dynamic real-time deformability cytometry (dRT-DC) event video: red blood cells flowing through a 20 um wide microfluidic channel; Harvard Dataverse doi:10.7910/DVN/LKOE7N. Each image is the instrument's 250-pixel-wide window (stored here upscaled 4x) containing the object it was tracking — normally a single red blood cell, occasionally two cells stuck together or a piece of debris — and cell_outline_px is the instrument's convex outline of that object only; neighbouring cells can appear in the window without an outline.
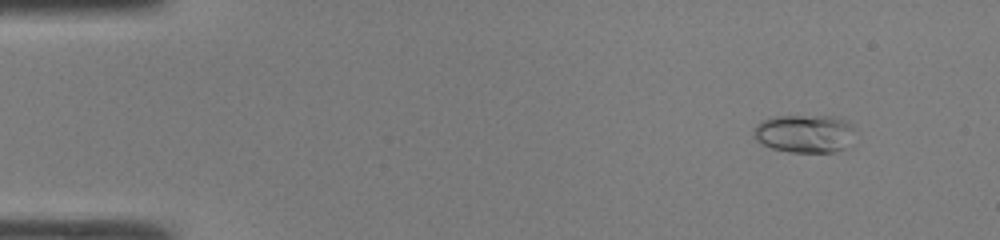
{"species": "common noctule bat (a hibernating species)", "species_latin": "Nyctalus noctula", "temperature_condition": "room temperature", "stored_images_in_passage": 48, "camera_frame_rate_fps": 3000, "um_per_image_px": 0.085, "animal": {"sex": "male", "body_mass_g": 19.0, "forearm_length_mm": 50.8}, "frame": {"image": 1, "passage_image": 5, "time_ms": 1.333, "image_size_px": [1000, 240], "cell_outline_px": [[856, 128], [844, 148], [832, 152], [788, 152], [772, 148], [756, 140], [752, 136], [756, 124], [772, 116], [836, 116], [848, 120]], "centroid_in_image_um": [68.38, 11.33], "position_along_channel_um": 16.6, "area_um2": 22.6}}
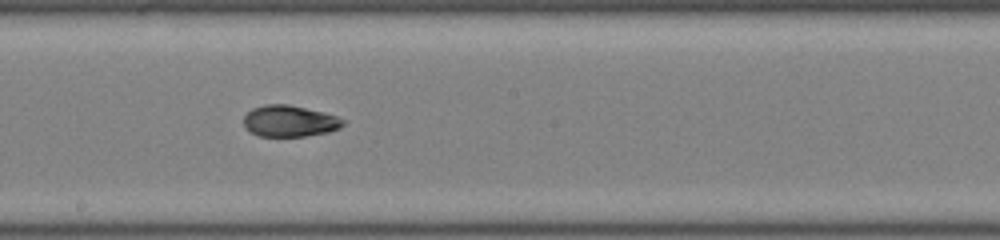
{"frame": {"image": 2, "passage_image": 27, "time_ms": 8.667, "image_size_px": [1000, 240], "cell_outline_px": [[344, 124], [340, 128], [328, 132], [304, 136], [260, 136], [244, 128], [244, 116], [252, 108], [264, 104], [288, 104], [324, 112], [336, 116], [344, 120]], "centroid_in_image_um": [24.6, 10.28], "position_along_channel_um": 223.6, "area_um2": 18.15}}
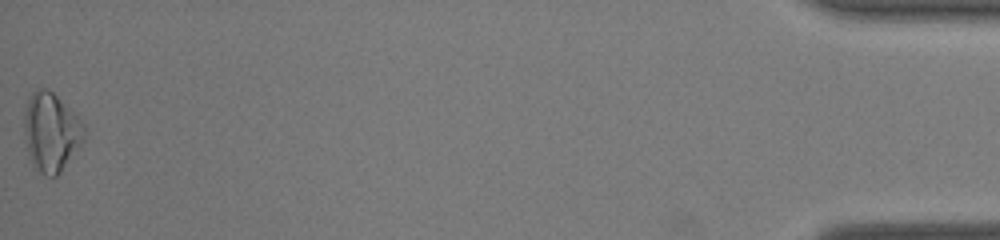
{"frame": {"image": 3, "passage_image": 48, "time_ms": 15.667, "image_size_px": [1000, 240], "cell_outline_px": [[84, 140], [60, 172], [56, 176], [44, 176], [32, 164], [28, 152], [24, 132], [24, 116], [28, 100], [32, 92], [40, 88], [48, 88], [84, 124]], "centroid_in_image_um": [4.32, 11.24], "position_along_channel_um": 430.9, "area_um2": 26.99}, "authors_computed_cell_mechanics": {"area_um2": 18.9873, "velocity_mm_per_s": 4.3087, "shape_relaxation_time_tau1_ms": 9.5532, "shape_relaxation_time_tau2_ms": 2.8795, "deformation_change_tau1": 0.2349, "deformation_change_tau2": 0.0683}}